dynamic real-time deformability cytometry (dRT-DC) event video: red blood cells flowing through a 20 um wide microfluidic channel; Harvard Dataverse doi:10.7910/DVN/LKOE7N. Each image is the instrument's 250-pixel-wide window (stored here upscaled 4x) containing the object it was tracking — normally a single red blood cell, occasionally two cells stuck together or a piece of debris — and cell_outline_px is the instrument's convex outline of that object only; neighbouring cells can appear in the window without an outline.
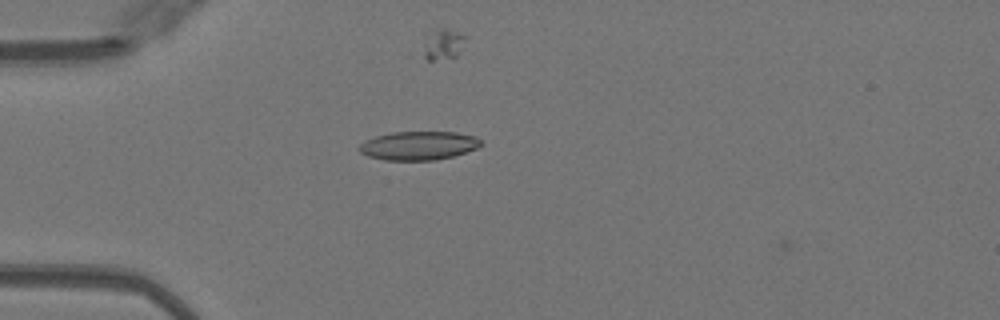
{"species": "Egyptian fruit bat (a non-hibernating species)", "species_latin": "Rousettus aegyptiacus", "temperature_condition": "warm", "stored_images_in_passage": 38, "camera_frame_rate_fps": 3000, "um_per_image_px": 0.085, "animal": {"sex": "female"}, "frame": {"image": 1, "passage_image": 1, "time_ms": 0.0, "image_size_px": [1000, 320], "cell_outline_px": [[480, 144], [476, 148], [452, 156], [436, 160], [384, 160], [368, 156], [360, 152], [356, 148], [364, 140], [376, 136], [392, 132], [456, 132], [476, 136], [480, 140]], "centroid_in_image_um": [35.52, 12.37], "position_along_channel_um": 49.5, "area_um2": 20.29}}
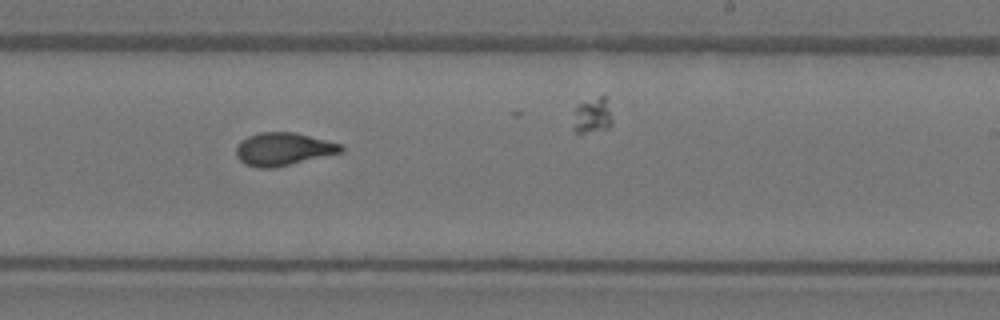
{"frame": {"image": 2, "passage_image": 18, "time_ms": 5.667, "image_size_px": [1000, 320], "cell_outline_px": [[344, 152], [276, 168], [256, 168], [244, 164], [236, 156], [236, 148], [240, 140], [248, 136], [260, 132], [292, 132], [340, 144], [344, 148]], "centroid_in_image_um": [24.05, 12.69], "position_along_channel_um": 265.0, "area_um2": 20.17}}
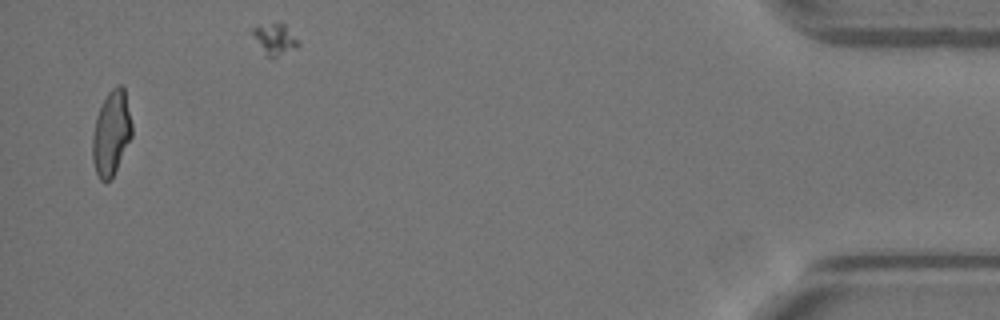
{"frame": {"image": 3, "passage_image": 36, "time_ms": 11.667, "image_size_px": [1000, 320], "cell_outline_px": [[132, 136], [112, 180], [104, 184], [100, 180], [96, 172], [92, 160], [92, 136], [96, 116], [108, 92], [116, 84], [120, 84], [124, 88], [132, 124]], "centroid_in_image_um": [9.46, 11.37], "position_along_channel_um": 425.7, "area_um2": 19.71}, "authors_computed_cell_mechanics": {"area_um2": 19.8832, "velocity_mm_per_s": 4.0792, "shape_relaxation_time_tau1_ms": 8.0906, "shape_relaxation_time_tau2_ms": 1.4407, "deformation_change_tau1": 0.2332, "deformation_change_tau2": 0.0717}}